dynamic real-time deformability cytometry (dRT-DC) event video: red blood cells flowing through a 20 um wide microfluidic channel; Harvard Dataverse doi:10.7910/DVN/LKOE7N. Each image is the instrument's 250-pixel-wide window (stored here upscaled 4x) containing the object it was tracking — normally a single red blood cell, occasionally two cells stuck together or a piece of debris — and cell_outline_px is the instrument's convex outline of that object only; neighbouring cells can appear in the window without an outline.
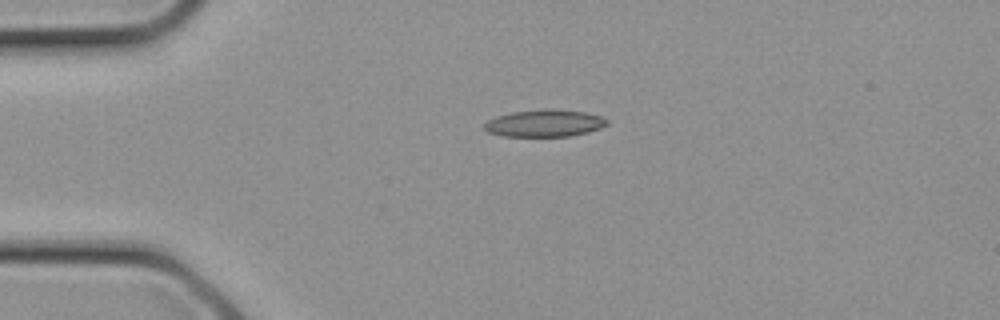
{"species": "common noctule bat (a hibernating species)", "species_latin": "Nyctalus noctula", "temperature_condition": "cold", "stored_images_in_passage": 22, "camera_frame_rate_fps": 3000, "um_per_image_px": 0.085, "animal": {"sex": "female", "body_mass_g": 21.9}, "frame": {"image": 1, "passage_image": 1, "time_ms": 0.0, "image_size_px": [1000, 320], "cell_outline_px": [[608, 124], [600, 128], [588, 132], [568, 136], [500, 136], [488, 132], [484, 128], [484, 124], [488, 120], [496, 116], [512, 112], [584, 112], [600, 116], [608, 120]], "centroid_in_image_um": [46.25, 10.53], "position_along_channel_um": 38.7, "area_um2": 18.32}}
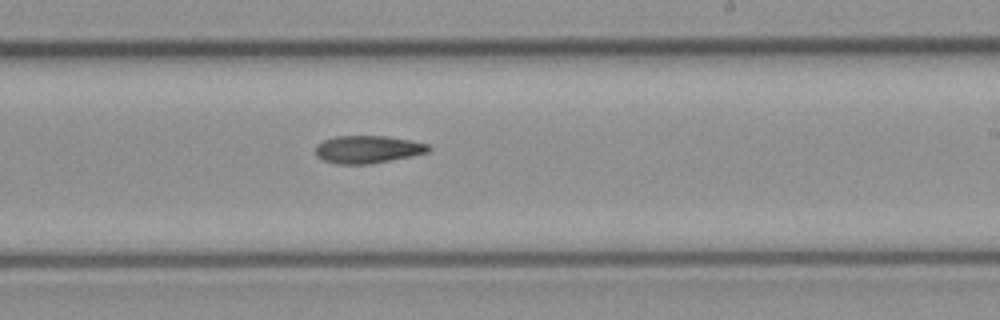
{"frame": {"image": 2, "passage_image": 11, "time_ms": 3.333, "image_size_px": [1000, 320], "cell_outline_px": [[432, 148], [428, 152], [412, 156], [372, 164], [336, 164], [324, 160], [316, 156], [316, 144], [324, 140], [336, 136], [384, 136], [408, 140], [428, 144]], "centroid_in_image_um": [31.25, 12.7], "position_along_channel_um": 257.7, "area_um2": 18.21}}
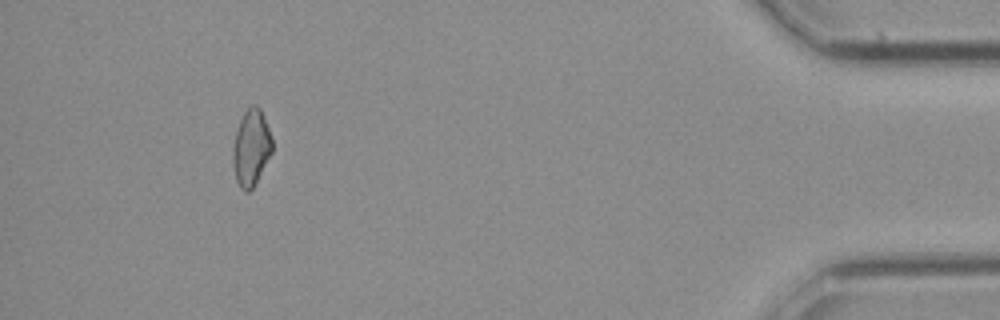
{"frame": {"image": 3, "passage_image": 20, "time_ms": 6.333, "image_size_px": [1000, 320], "cell_outline_px": [[272, 152], [252, 188], [248, 192], [244, 192], [240, 188], [236, 180], [232, 164], [232, 148], [236, 128], [244, 112], [252, 104], [256, 104], [260, 108], [264, 116], [272, 140]], "centroid_in_image_um": [21.32, 12.54], "position_along_channel_um": 413.9, "area_um2": 17.51}}